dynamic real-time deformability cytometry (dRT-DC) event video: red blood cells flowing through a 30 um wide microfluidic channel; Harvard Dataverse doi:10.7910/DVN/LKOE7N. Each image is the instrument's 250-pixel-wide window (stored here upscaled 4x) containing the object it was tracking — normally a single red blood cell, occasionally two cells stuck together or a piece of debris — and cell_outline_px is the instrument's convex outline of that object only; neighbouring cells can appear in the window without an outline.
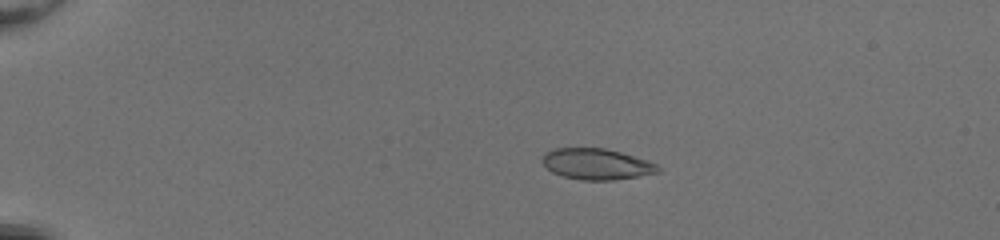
{"species": "common noctule bat (a hibernating species)", "species_latin": "Nyctalus noctula", "temperature_condition": "room temperature", "stored_images_in_passage": 53, "camera_frame_rate_fps": 3000, "um_per_image_px": 0.085, "animal": {"sex": "female", "body_mass_g": 20.0, "forearm_length_mm": 54.0}, "frame": {"image": 1, "passage_image": 13, "time_ms": 4.0, "image_size_px": [1000, 240], "cell_outline_px": [[660, 172], [612, 180], [580, 180], [564, 176], [552, 172], [544, 164], [544, 152], [556, 148], [604, 148], [620, 152], [656, 164], [660, 168]], "centroid_in_image_um": [50.69, 13.95], "position_along_channel_um": 34.3, "area_um2": 20.46}}
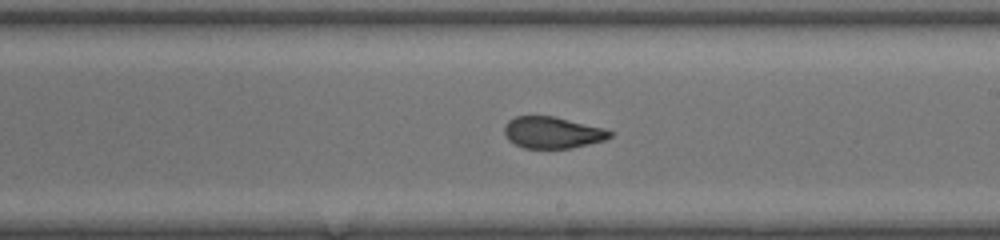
{"frame": {"image": 2, "passage_image": 34, "time_ms": 11.0, "image_size_px": [1000, 240], "cell_outline_px": [[612, 136], [604, 140], [588, 144], [568, 148], [524, 148], [508, 140], [504, 132], [504, 128], [508, 120], [516, 116], [556, 116], [604, 128], [612, 132]], "centroid_in_image_um": [46.95, 11.25], "position_along_channel_um": 242.1, "area_um2": 19.36}}
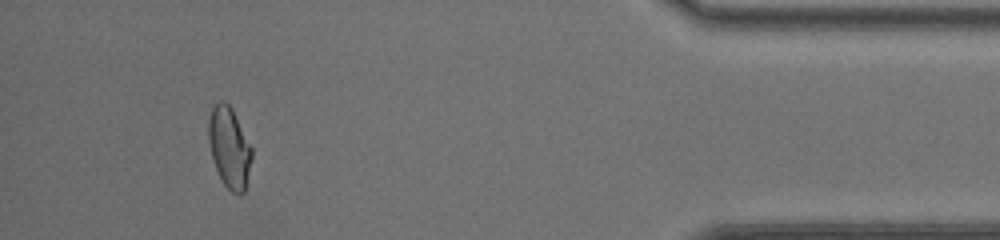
{"frame": {"image": 3, "passage_image": 50, "time_ms": 16.333, "image_size_px": [1000, 240], "cell_outline_px": [[252, 160], [244, 192], [240, 196], [232, 192], [224, 184], [216, 168], [212, 156], [208, 140], [208, 120], [212, 104], [220, 100], [224, 100], [232, 108], [252, 148]], "centroid_in_image_um": [19.49, 12.5], "position_along_channel_um": 415.7, "area_um2": 20.46}, "authors_computed_cell_mechanics": {"area_um2": 20.6346, "velocity_mm_per_s": 4.1447, "shape_relaxation_time_tau1_ms": null, "shape_relaxation_time_tau2_ms": 0.5888, "deformation_change_tau1": null, "deformation_change_tau2": 0.0481}}